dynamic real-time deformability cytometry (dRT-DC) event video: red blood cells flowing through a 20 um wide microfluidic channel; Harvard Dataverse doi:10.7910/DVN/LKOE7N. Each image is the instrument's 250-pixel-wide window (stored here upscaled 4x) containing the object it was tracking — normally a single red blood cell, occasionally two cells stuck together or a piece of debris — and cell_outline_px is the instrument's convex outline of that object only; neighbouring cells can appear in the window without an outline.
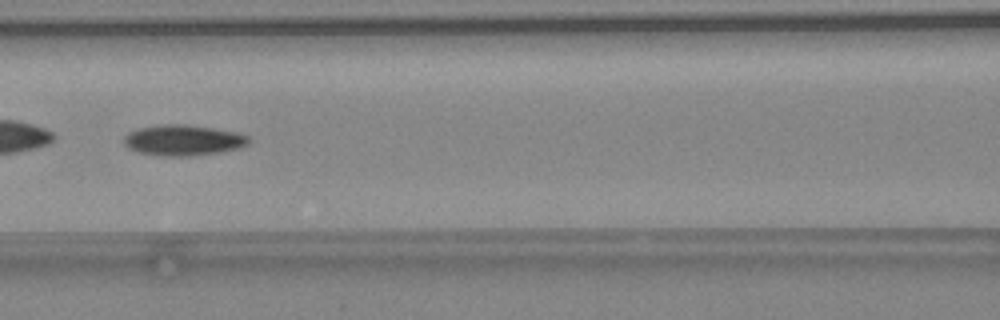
{"species": "common noctule bat (a hibernating species)", "species_latin": "Nyctalus noctula", "temperature_condition": "warm", "stored_images_in_passage": 36, "camera_frame_rate_fps": 3000, "um_per_image_px": 0.085, "animal": {"sex": "female", "body_mass_g": 24.6, "forearm_length_mm": 56.2}, "frame": {"image": 1, "passage_image": 11, "time_ms": 3.333, "image_size_px": [1000, 320], "cell_outline_px": [[248, 144], [240, 148], [220, 152], [192, 156], [160, 156], [140, 152], [128, 148], [124, 144], [124, 136], [128, 132], [140, 128], [164, 124], [184, 124], [212, 128], [236, 132], [248, 136]], "centroid_in_image_um": [15.56, 11.92], "position_along_channel_um": 151.0, "area_um2": 22.25}}
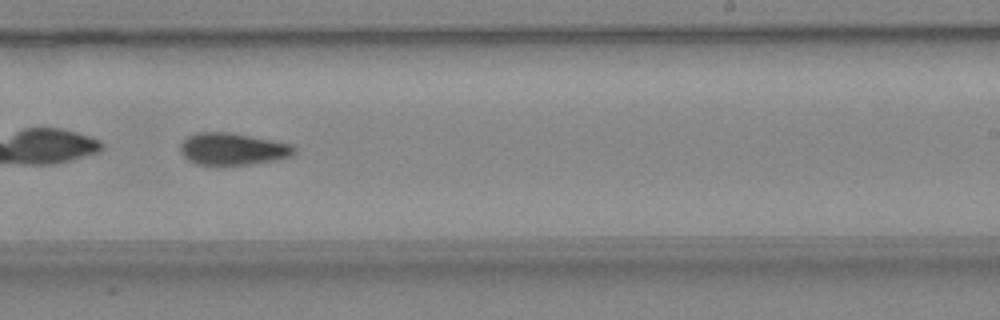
{"frame": {"image": 2, "passage_image": 19, "time_ms": 6.0, "image_size_px": [1000, 320], "cell_outline_px": [[296, 152], [292, 156], [276, 160], [248, 164], [216, 168], [196, 164], [188, 160], [180, 152], [180, 144], [188, 136], [196, 132], [232, 132], [292, 144], [296, 148]], "centroid_in_image_um": [19.75, 12.7], "position_along_channel_um": 269.2, "area_um2": 22.02}}
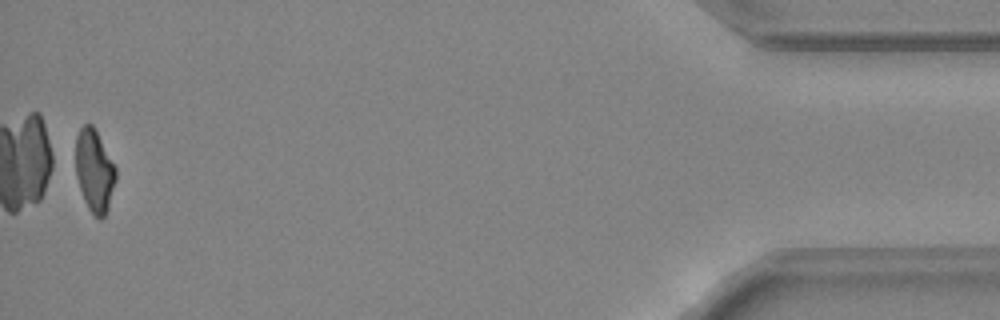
{"frame": {"image": 3, "passage_image": 35, "time_ms": 11.333, "image_size_px": [1000, 320], "cell_outline_px": [[116, 180], [108, 208], [104, 216], [100, 220], [88, 208], [84, 200], [76, 176], [76, 136], [80, 128], [84, 124], [92, 124], [116, 168]], "centroid_in_image_um": [8.02, 14.52], "position_along_channel_um": 427.2, "area_um2": 19.02}, "authors_computed_cell_mechanics": {"area_um2": 21.2993, "velocity_mm_per_s": 4.452, "shape_relaxation_time_tau1_ms": 5.7491, "shape_relaxation_time_tau2_ms": 5.9577, "deformation_change_tau1": 0.1722, "deformation_change_tau2": 0.1349}}